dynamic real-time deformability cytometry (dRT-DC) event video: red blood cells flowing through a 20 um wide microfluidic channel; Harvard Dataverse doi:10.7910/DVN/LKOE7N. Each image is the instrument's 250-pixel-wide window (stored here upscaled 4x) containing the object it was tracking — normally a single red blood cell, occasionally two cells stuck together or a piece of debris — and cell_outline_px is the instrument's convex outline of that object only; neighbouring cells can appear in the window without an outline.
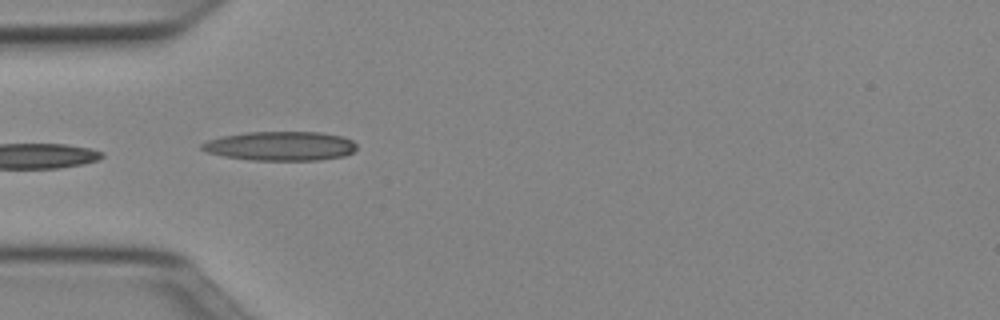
{"species": "Egyptian fruit bat (a non-hibernating species)", "species_latin": "Rousettus aegyptiacus", "temperature_condition": "cold", "stored_images_in_passage": 17, "camera_frame_rate_fps": 3000, "um_per_image_px": 0.085, "animal": {"sex": "female"}, "frame": {"image": 1, "passage_image": 1, "time_ms": 0.0, "image_size_px": [1000, 320], "cell_outline_px": [[356, 148], [352, 152], [344, 156], [320, 160], [252, 160], [224, 156], [208, 152], [200, 148], [200, 144], [208, 140], [220, 136], [244, 132], [320, 132], [344, 136], [352, 140], [356, 144]], "centroid_in_image_um": [23.84, 12.4], "position_along_channel_um": 61.2, "area_um2": 26.47}}